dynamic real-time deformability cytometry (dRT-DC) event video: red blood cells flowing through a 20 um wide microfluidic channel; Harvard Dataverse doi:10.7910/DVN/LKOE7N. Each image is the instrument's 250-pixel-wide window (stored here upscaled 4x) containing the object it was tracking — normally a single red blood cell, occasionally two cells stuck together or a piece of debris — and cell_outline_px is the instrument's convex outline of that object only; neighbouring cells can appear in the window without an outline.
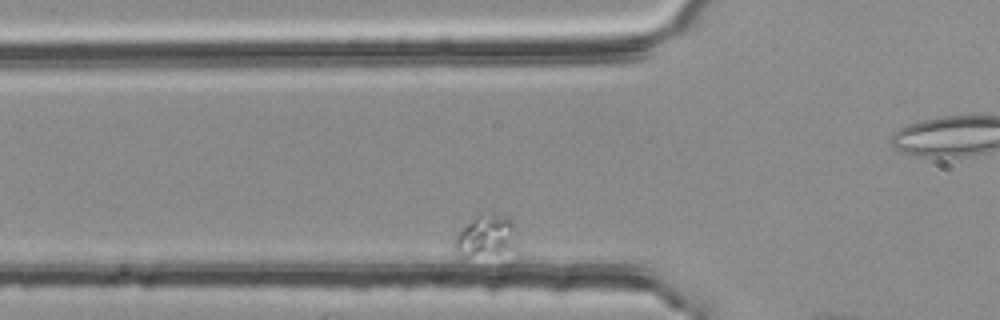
{"species": "common noctule bat (a hibernating species)", "species_latin": "Nyctalus noctula", "temperature_condition": "room temperature", "stored_images_in_passage": 15, "segment_of_instrument_passage": [2, 2], "camera_frame_rate_fps": 3000, "um_per_image_px": 0.085, "animal": {"sex": "female", "body_mass_g": 25.1}, "frame": {"image": 1, "passage_image": 13, "time_ms": 4.0, "image_size_px": [1000, 320], "cell_outline_px": [[516, 248], [496, 252], [464, 256], [460, 256], [456, 252], [456, 236], [476, 216], [492, 208], [512, 220], [516, 228]], "centroid_in_image_um": [41.38, 19.95], "position_along_channel_um": 84.4, "area_um2": 15.03}}